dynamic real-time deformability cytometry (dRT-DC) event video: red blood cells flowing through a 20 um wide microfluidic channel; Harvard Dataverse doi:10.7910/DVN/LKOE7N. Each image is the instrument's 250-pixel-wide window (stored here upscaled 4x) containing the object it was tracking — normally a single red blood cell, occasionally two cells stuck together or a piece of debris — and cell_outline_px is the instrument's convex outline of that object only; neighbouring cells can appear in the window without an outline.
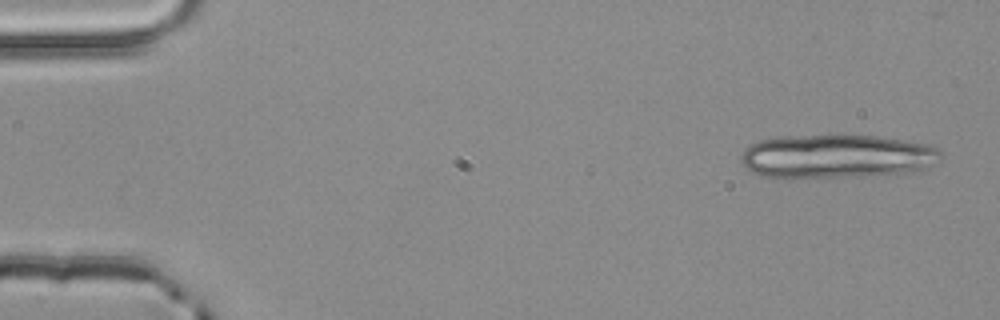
{"species": "common noctule bat (a hibernating species)", "species_latin": "Nyctalus noctula", "temperature_condition": "room temperature", "stored_images_in_passage": 3, "camera_frame_rate_fps": 3000, "um_per_image_px": 0.085, "animal": {"sex": "male", "body_mass_g": 20.4}, "frame": {"image": 1, "passage_image": 1, "time_ms": 0.0, "image_size_px": [1000, 320], "cell_outline_px": [[940, 156], [920, 172], [772, 180], [752, 172], [740, 160], [740, 156], [752, 144], [760, 140], [780, 136], [876, 136], [904, 140], [928, 144], [940, 148]], "centroid_in_image_um": [71.07, 13.31], "position_along_channel_um": 13.9, "area_um2": 51.04}}